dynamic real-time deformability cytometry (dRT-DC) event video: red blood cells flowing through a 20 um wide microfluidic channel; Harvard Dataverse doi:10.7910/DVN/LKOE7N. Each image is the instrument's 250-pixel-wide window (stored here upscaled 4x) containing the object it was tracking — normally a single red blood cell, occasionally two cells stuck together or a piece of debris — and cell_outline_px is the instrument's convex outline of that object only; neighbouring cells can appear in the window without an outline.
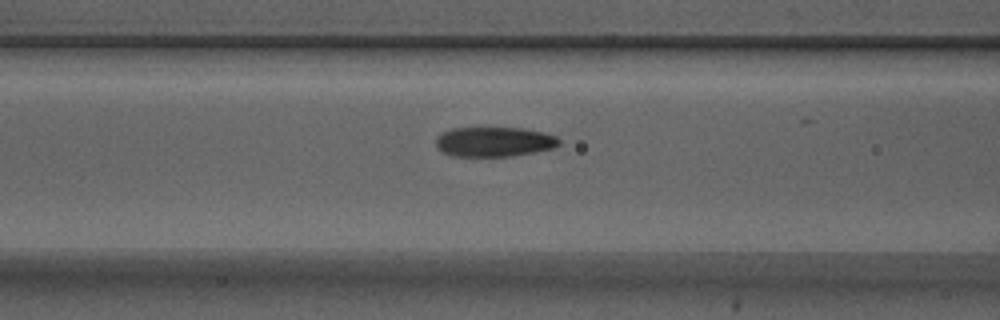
{"species": "Egyptian fruit bat (a non-hibernating species)", "species_latin": "Rousettus aegyptiacus", "temperature_condition": "warm", "stored_images_in_passage": 36, "camera_frame_rate_fps": 3000, "um_per_image_px": 0.085, "animal": {"sex": "male"}, "frame": {"image": 1, "passage_image": 13, "time_ms": 4.0, "image_size_px": [1000, 320], "cell_outline_px": [[560, 144], [552, 148], [512, 156], [452, 156], [444, 152], [436, 144], [436, 136], [452, 128], [524, 128], [544, 132], [556, 136], [560, 140]], "centroid_in_image_um": [42.02, 12.04], "position_along_channel_um": 124.6, "area_um2": 21.21}}
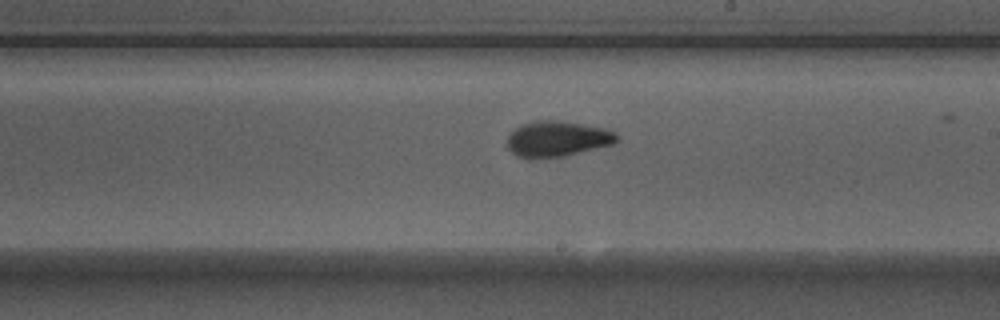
{"frame": {"image": 2, "passage_image": 22, "time_ms": 7.0, "image_size_px": [1000, 320], "cell_outline_px": [[620, 140], [612, 144], [564, 156], [536, 160], [528, 160], [516, 156], [508, 148], [508, 136], [520, 124], [540, 120], [556, 120], [608, 128], [616, 132], [620, 136]], "centroid_in_image_um": [47.38, 11.82], "position_along_channel_um": 241.6, "area_um2": 23.18}}
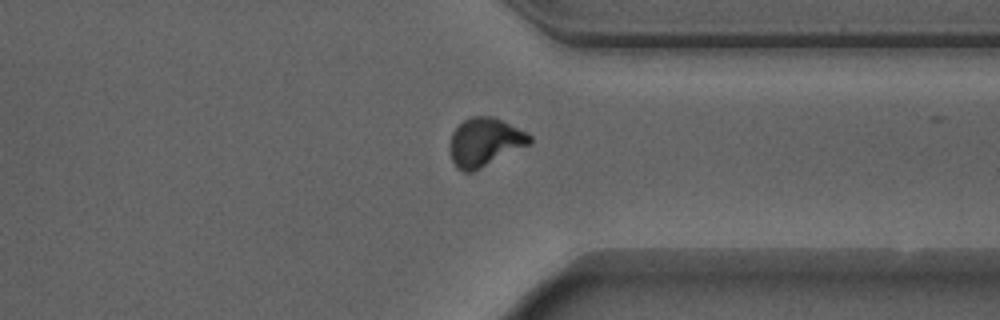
{"frame": {"image": 3, "passage_image": 32, "time_ms": 10.333, "image_size_px": [1000, 320], "cell_outline_px": [[532, 144], [472, 172], [464, 172], [456, 168], [452, 160], [448, 148], [448, 144], [452, 132], [464, 120], [472, 116], [492, 116], [528, 132], [532, 136]], "centroid_in_image_um": [41.21, 12.09], "position_along_channel_um": 370.2, "area_um2": 22.83}, "authors_computed_cell_mechanics": {"area_um2": 22.0507, "velocity_mm_per_s": 3.9043, "shape_relaxation_time_tau1_ms": 3.4961, "shape_relaxation_time_tau2_ms": 1.1751, "deformation_change_tau1": 0.1529, "deformation_change_tau2": 0.0647}}